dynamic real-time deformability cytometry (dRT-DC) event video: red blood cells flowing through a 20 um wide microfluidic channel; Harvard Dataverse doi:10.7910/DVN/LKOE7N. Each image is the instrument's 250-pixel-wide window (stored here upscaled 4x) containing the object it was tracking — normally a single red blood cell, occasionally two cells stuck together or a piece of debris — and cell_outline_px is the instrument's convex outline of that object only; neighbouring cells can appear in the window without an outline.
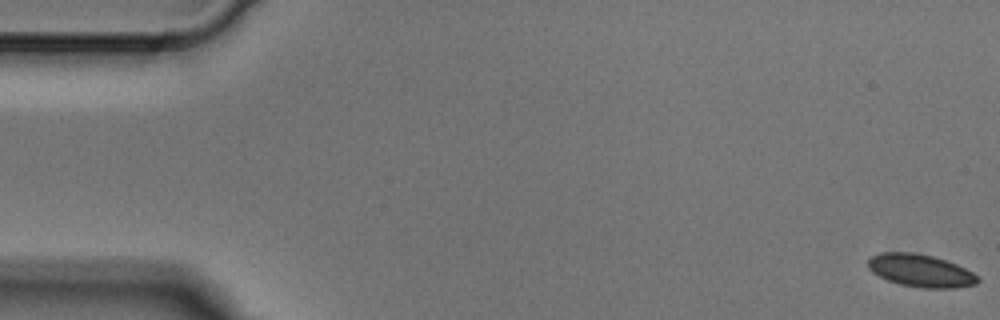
{"species": "Egyptian fruit bat (a non-hibernating species)", "species_latin": "Rousettus aegyptiacus", "temperature_condition": "cold", "stored_images_in_passage": 4, "camera_frame_rate_fps": 3000, "um_per_image_px": 0.085, "animal": {"sex": "male"}, "frame": {"image": 1, "passage_image": 1, "time_ms": 0.0, "image_size_px": [1000, 320], "cell_outline_px": [[980, 280], [976, 284], [956, 288], [920, 288], [900, 284], [888, 280], [872, 272], [868, 268], [868, 260], [872, 256], [880, 252], [912, 252], [932, 256], [956, 264], [972, 272]], "centroid_in_image_um": [78.23, 23.01], "position_along_channel_um": 6.8, "area_um2": 20.75}}
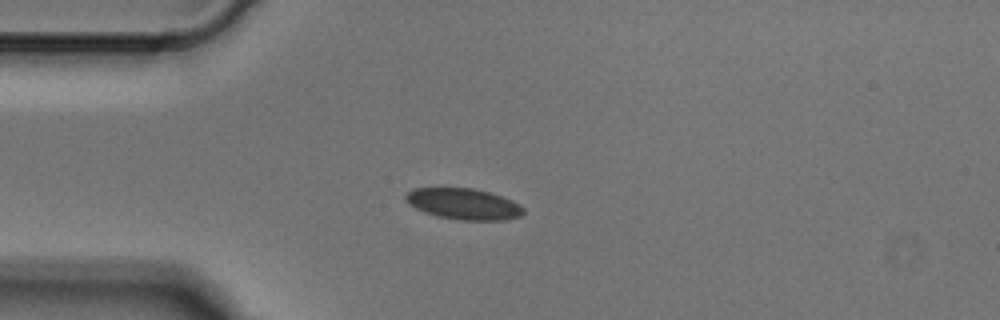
{"frame": {"image": 2, "passage_image": 4, "time_ms": 1.0, "image_size_px": [1000, 320], "cell_outline_px": [[524, 212], [520, 216], [504, 220], [460, 220], [436, 216], [424, 212], [408, 204], [404, 200], [404, 196], [412, 188], [472, 188], [488, 192], [512, 200], [520, 204], [524, 208]], "centroid_in_image_um": [39.38, 17.34], "position_along_channel_um": 45.6, "area_um2": 21.39}}